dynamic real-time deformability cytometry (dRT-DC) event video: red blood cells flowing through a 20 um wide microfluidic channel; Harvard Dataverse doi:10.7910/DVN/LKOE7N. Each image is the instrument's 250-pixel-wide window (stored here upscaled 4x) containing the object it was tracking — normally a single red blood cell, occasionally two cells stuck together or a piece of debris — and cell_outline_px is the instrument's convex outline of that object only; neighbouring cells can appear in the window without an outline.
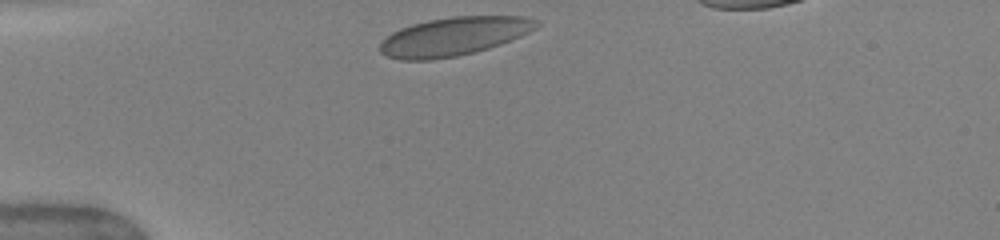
{"species": "human", "species_latin": "Homo sapiens", "temperature_condition": "warm", "stored_images_in_passage": 31, "camera_frame_rate_fps": 3000, "um_per_image_px": 0.085, "donor": {"sex": "female"}, "frame": {"image": 1, "passage_image": 1, "time_ms": 0.0, "image_size_px": [1000, 240], "cell_outline_px": [[540, 24], [536, 28], [520, 36], [500, 44], [488, 48], [456, 56], [432, 60], [400, 60], [388, 56], [380, 52], [380, 44], [392, 32], [400, 28], [412, 24], [428, 20], [452, 16], [524, 16], [540, 20]], "centroid_in_image_um": [38.59, 3.08], "position_along_channel_um": 46.4, "area_um2": 34.97}}
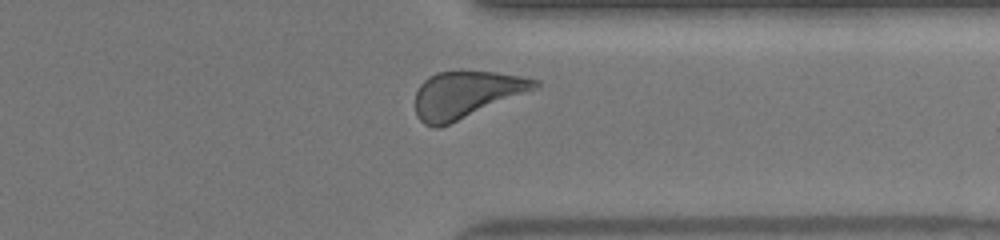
{"frame": {"image": 2, "passage_image": 27, "time_ms": 8.667, "image_size_px": [1000, 240], "cell_outline_px": [[540, 84], [532, 92], [440, 128], [432, 128], [424, 124], [416, 116], [416, 92], [420, 84], [428, 76], [436, 72], [460, 68], [496, 72], [520, 76], [540, 80]], "centroid_in_image_um": [39.65, 8.01], "position_along_channel_um": 371.8, "area_um2": 33.93}, "authors_computed_cell_mechanics": {"area_um2": 33.1772, "velocity_mm_per_s": 4.0518, "shape_relaxation_time_tau1_ms": 2.7831, "shape_relaxation_time_tau2_ms": null, "deformation_change_tau1": 0.0927, "deformation_change_tau2": null}}